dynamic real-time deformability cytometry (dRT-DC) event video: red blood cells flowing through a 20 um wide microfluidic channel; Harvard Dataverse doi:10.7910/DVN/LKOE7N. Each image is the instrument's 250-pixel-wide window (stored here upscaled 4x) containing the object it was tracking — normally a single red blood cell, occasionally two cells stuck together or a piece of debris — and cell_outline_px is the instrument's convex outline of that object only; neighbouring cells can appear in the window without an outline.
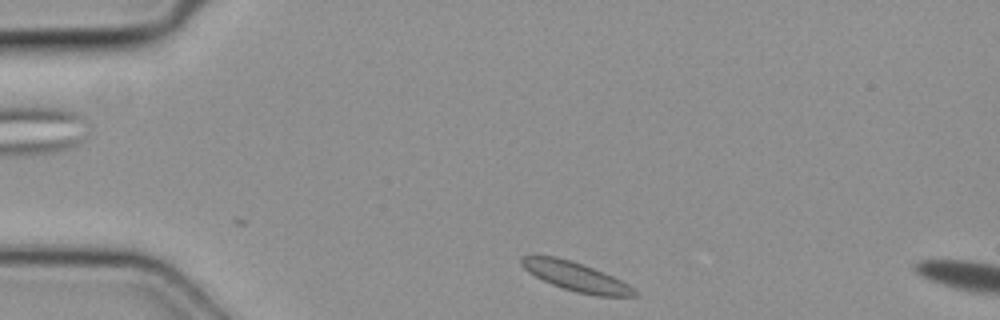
{"species": "common noctule bat (a hibernating species)", "species_latin": "Nyctalus noctula", "temperature_condition": "cold", "stored_images_in_passage": 4, "camera_frame_rate_fps": 3000, "um_per_image_px": 0.085, "animal": {"sex": "female", "body_mass_g": 19.3, "forearm_length_mm": 54.1}, "frame": {"image": 1, "passage_image": 4, "time_ms": 1.0, "image_size_px": [1000, 320], "cell_outline_px": [[640, 296], [596, 296], [576, 292], [552, 284], [528, 272], [520, 264], [520, 256], [532, 252], [556, 256], [584, 264], [604, 272], [628, 284]], "centroid_in_image_um": [48.85, 23.45], "position_along_channel_um": 36.1, "area_um2": 19.48}}